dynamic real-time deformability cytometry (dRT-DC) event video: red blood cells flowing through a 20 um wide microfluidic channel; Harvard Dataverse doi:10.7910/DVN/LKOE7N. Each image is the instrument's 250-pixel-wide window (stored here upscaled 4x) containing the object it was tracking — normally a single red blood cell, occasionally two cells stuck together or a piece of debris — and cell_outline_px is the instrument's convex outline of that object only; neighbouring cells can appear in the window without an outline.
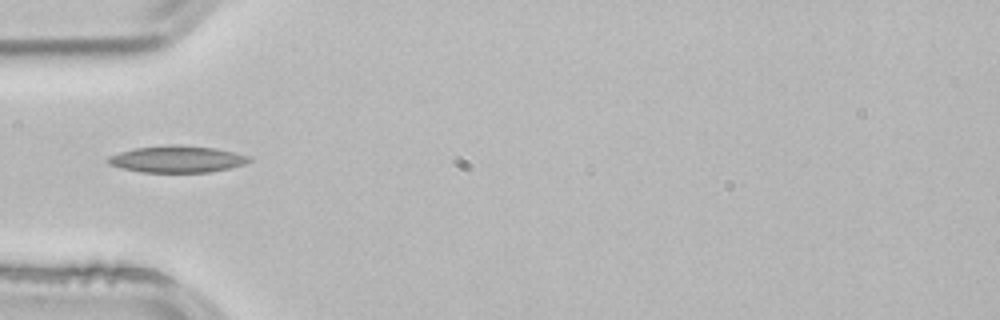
{"species": "common noctule bat (a hibernating species)", "species_latin": "Nyctalus noctula", "temperature_condition": "room temperature", "stored_images_in_passage": 5, "camera_frame_rate_fps": 3000, "um_per_image_px": 0.085, "animal": {"sex": "male", "body_mass_g": 21.5, "forearm_length_mm": 52.0}, "frame": {"image": 1, "passage_image": 5, "time_ms": 1.333, "image_size_px": [1000, 320], "cell_outline_px": [[252, 160], [244, 164], [228, 168], [208, 172], [140, 172], [120, 168], [108, 164], [104, 160], [108, 156], [120, 152], [136, 148], [172, 144], [216, 148], [248, 156]], "centroid_in_image_um": [14.98, 13.53], "position_along_channel_um": 70.0, "area_um2": 21.91}}